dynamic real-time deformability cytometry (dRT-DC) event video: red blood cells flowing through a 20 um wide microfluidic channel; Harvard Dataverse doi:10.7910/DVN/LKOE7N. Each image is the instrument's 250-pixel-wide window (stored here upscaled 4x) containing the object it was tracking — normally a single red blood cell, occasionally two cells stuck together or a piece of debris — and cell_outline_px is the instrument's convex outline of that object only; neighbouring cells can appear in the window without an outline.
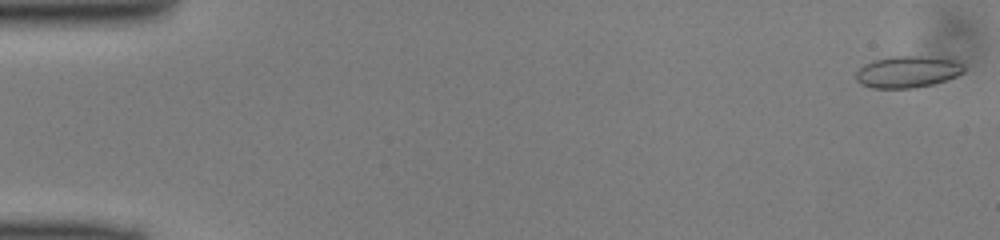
{"species": "common noctule bat (a hibernating species)", "species_latin": "Nyctalus noctula", "temperature_condition": "cold", "stored_images_in_passage": 13, "segment_of_instrument_passage": [1, 2], "camera_frame_rate_fps": 3000, "um_per_image_px": 0.085, "animal": {"sex": "male", "body_mass_g": 13.0, "forearm_length_mm": 53.1}, "frame": {"image": 1, "passage_image": 1, "time_ms": 0.0, "image_size_px": [1000, 240], "cell_outline_px": [[964, 72], [956, 76], [932, 84], [912, 88], [872, 88], [860, 84], [856, 80], [856, 72], [864, 64], [872, 60], [892, 56], [924, 56], [956, 60], [964, 64]], "centroid_in_image_um": [77.12, 6.1], "position_along_channel_um": 7.9, "area_um2": 20.0}}